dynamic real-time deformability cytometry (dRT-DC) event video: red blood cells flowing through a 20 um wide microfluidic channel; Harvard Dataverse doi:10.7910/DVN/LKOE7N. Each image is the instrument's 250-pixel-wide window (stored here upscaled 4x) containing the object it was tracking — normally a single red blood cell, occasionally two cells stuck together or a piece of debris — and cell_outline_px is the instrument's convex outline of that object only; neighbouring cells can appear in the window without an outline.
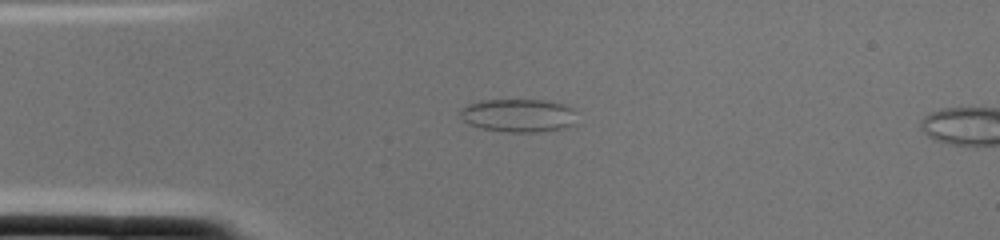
{"species": "common noctule bat (a hibernating species)", "species_latin": "Nyctalus noctula", "temperature_condition": "cold", "stored_images_in_passage": 2, "camera_frame_rate_fps": 3000, "um_per_image_px": 0.085, "animal": {"sex": "female", "body_mass_g": 22.0, "forearm_length_mm": 56.7}, "frame": {"image": 1, "passage_image": 1, "time_ms": 0.0, "image_size_px": [1000, 240], "cell_outline_px": [[572, 124], [564, 128], [536, 132], [508, 132], [480, 128], [468, 124], [460, 116], [460, 108], [468, 104], [480, 100], [544, 100], [564, 104], [572, 108]], "centroid_in_image_um": [43.98, 9.81], "position_along_channel_um": 41.0, "area_um2": 22.37}}